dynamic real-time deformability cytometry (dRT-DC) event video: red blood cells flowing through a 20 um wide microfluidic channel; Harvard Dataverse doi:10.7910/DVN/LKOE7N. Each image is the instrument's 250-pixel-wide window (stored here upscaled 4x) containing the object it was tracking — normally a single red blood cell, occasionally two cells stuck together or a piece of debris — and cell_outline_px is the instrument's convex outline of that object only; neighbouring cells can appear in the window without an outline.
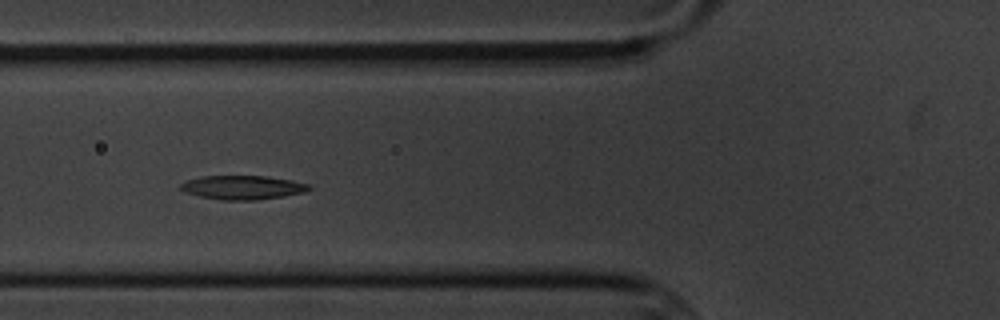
{"species": "common noctule bat (a hibernating species)", "species_latin": "Nyctalus noctula", "temperature_condition": "cold", "stored_images_in_passage": 9, "camera_frame_rate_fps": 3000, "um_per_image_px": 0.085, "animal": {"sex": "male", "body_mass_g": 20.1, "forearm_length_mm": 53.5}, "frame": {"image": 1, "passage_image": 4, "time_ms": 3.333, "image_size_px": [1000, 320], "cell_outline_px": [[312, 188], [304, 192], [284, 196], [256, 200], [220, 200], [200, 196], [184, 192], [180, 188], [180, 184], [188, 180], [200, 176], [264, 176], [292, 180], [312, 184]], "centroid_in_image_um": [20.65, 15.93], "position_along_channel_um": 105.2, "area_um2": 17.98}}
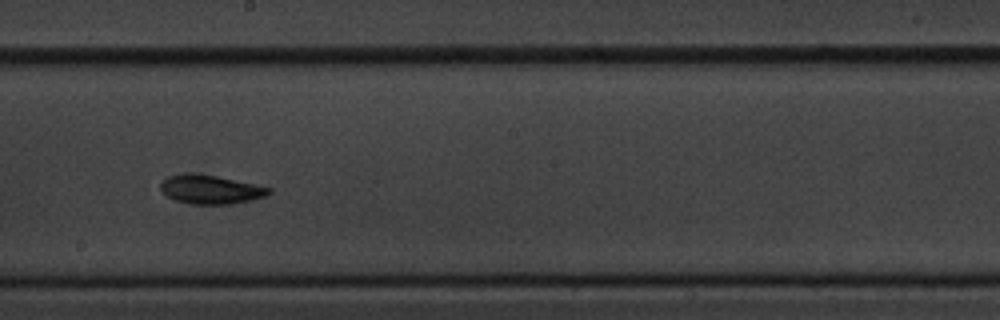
{"frame": {"image": 2, "passage_image": 7, "time_ms": 7.0, "image_size_px": [1000, 320], "cell_outline_px": [[272, 192], [264, 196], [252, 200], [232, 204], [192, 204], [176, 200], [168, 196], [160, 188], [160, 184], [168, 176], [216, 176], [272, 188]], "centroid_in_image_um": [17.97, 16.15], "position_along_channel_um": 230.2, "area_um2": 17.34}}
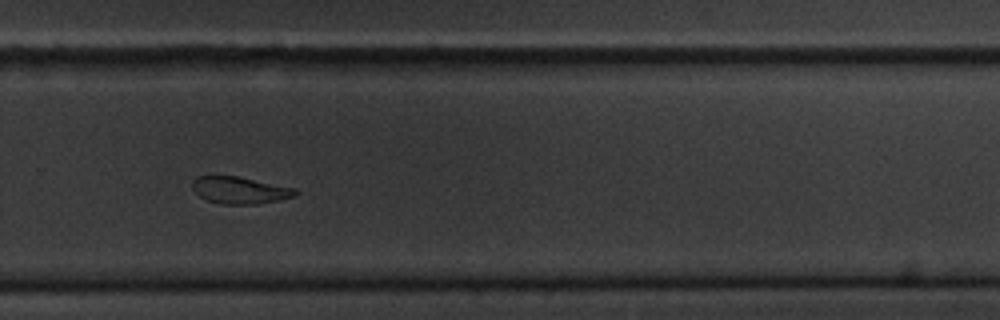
{"frame": {"image": 3, "passage_image": 9, "time_ms": 9.333, "image_size_px": [1000, 320], "cell_outline_px": [[300, 192], [296, 196], [280, 200], [256, 204], [220, 204], [208, 200], [200, 196], [192, 188], [192, 180], [196, 176], [236, 176], [296, 188]], "centroid_in_image_um": [20.42, 16.17], "position_along_channel_um": 309.4, "area_um2": 16.24}}